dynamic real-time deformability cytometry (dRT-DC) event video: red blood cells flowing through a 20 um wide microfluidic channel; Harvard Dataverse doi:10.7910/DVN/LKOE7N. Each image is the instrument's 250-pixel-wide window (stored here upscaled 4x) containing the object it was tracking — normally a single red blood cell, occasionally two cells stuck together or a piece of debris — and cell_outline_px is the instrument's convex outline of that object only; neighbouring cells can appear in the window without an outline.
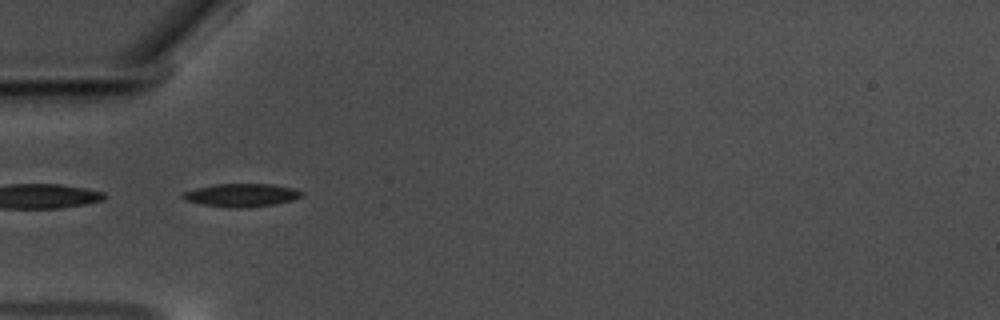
{"species": "common noctule bat (a hibernating species)", "species_latin": "Nyctalus noctula", "temperature_condition": "warm", "stored_images_in_passage": 48, "segment_of_instrument_passage": [2, 2], "camera_frame_rate_fps": 3000, "um_per_image_px": 0.085, "animal": {"sex": "male", "body_mass_g": 17.5, "forearm_length_mm": 52.3}, "frame": {"image": 1, "passage_image": 9, "time_ms": 2.667, "image_size_px": [1000, 320], "cell_outline_px": [[304, 192], [300, 196], [292, 200], [272, 204], [240, 208], [228, 208], [204, 204], [184, 200], [180, 196], [184, 192], [216, 184], [272, 184], [292, 188]], "centroid_in_image_um": [20.51, 16.59], "position_along_channel_um": 64.5, "area_um2": 15.66}}
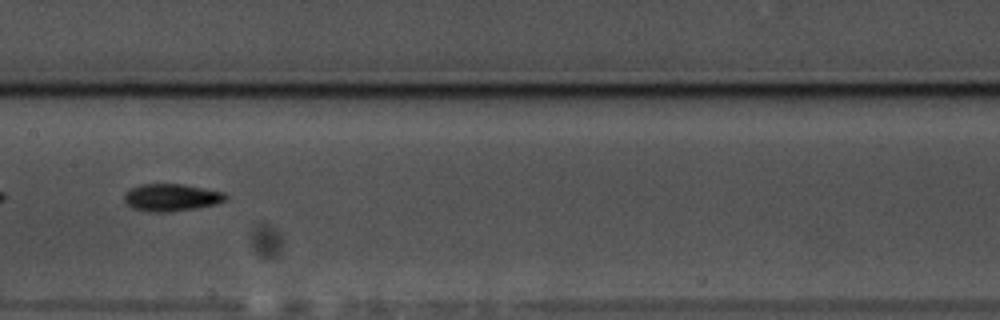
{"frame": {"image": 2, "passage_image": 20, "time_ms": 6.333, "image_size_px": [1000, 320], "cell_outline_px": [[228, 196], [224, 200], [216, 204], [196, 208], [168, 212], [148, 212], [132, 208], [124, 204], [124, 192], [128, 188], [140, 184], [184, 184], [224, 192]], "centroid_in_image_um": [14.5, 16.78], "position_along_channel_um": 192.9, "area_um2": 16.42}}
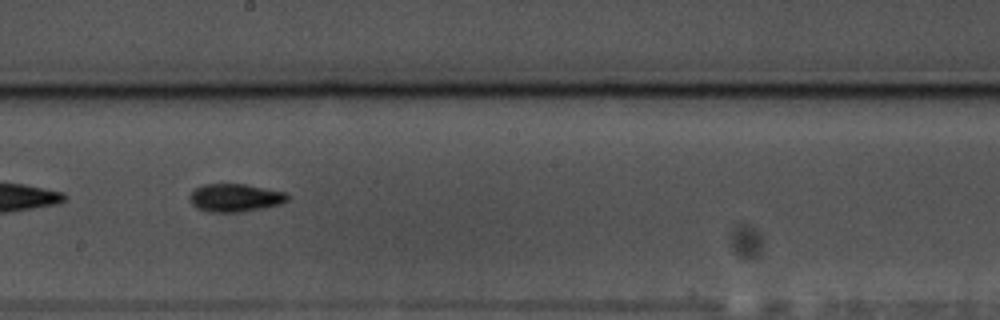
{"frame": {"image": 3, "passage_image": 23, "time_ms": 7.333, "image_size_px": [1000, 320], "cell_outline_px": [[288, 200], [280, 204], [264, 208], [240, 212], [208, 212], [196, 208], [192, 204], [188, 196], [196, 188], [204, 184], [244, 184], [284, 192], [288, 196]], "centroid_in_image_um": [19.95, 16.82], "position_along_channel_um": 228.2, "area_um2": 15.9}}